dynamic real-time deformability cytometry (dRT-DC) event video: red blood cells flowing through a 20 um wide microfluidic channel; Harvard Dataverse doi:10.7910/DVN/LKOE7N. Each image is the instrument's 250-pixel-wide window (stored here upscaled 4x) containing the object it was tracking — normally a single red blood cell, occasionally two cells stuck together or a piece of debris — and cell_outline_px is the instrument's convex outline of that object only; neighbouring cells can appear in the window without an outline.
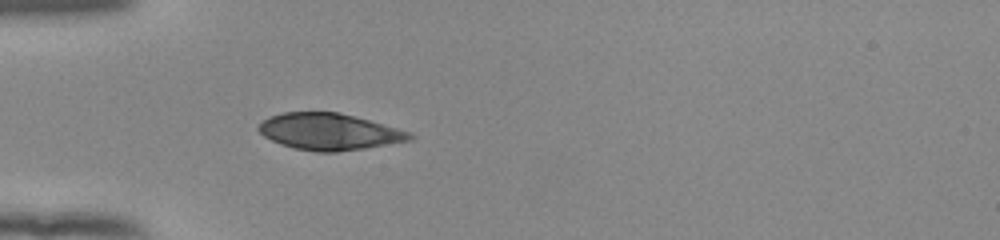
{"species": "human", "species_latin": "Homo sapiens", "temperature_condition": "room temperature", "stored_images_in_passage": 37, "camera_frame_rate_fps": 3000, "um_per_image_px": 0.085, "donor": {"sex": "female"}, "frame": {"image": 1, "passage_image": 1, "time_ms": 0.0, "image_size_px": [1000, 240], "cell_outline_px": [[416, 136], [412, 140], [364, 148], [336, 152], [316, 152], [292, 148], [280, 144], [264, 136], [256, 128], [264, 120], [272, 116], [284, 112], [340, 112], [412, 132]], "centroid_in_image_um": [28.0, 11.2], "position_along_channel_um": 57.0, "area_um2": 32.19}}
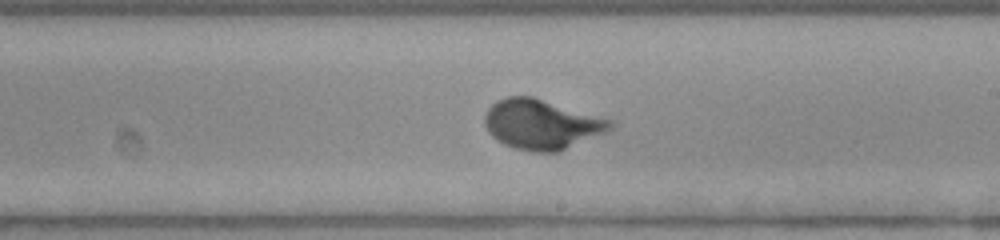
{"frame": {"image": 2, "passage_image": 16, "time_ms": 5.0, "image_size_px": [1000, 240], "cell_outline_px": [[616, 124], [608, 132], [560, 152], [532, 152], [516, 148], [504, 144], [496, 140], [488, 132], [484, 124], [484, 116], [488, 108], [496, 100], [508, 96], [532, 96], [612, 120]], "centroid_in_image_um": [46.05, 10.58], "position_along_channel_um": 243.0, "area_um2": 36.82}}
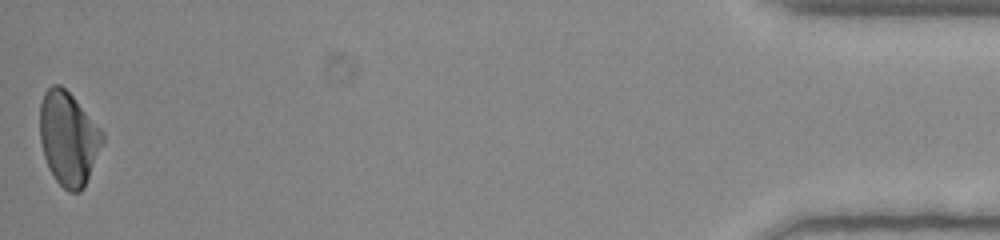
{"frame": {"image": 3, "passage_image": 37, "time_ms": 12.0, "image_size_px": [1000, 240], "cell_outline_px": [[104, 140], [84, 188], [80, 192], [68, 192], [56, 180], [48, 168], [44, 156], [40, 140], [40, 104], [44, 92], [52, 84], [60, 84], [72, 96], [104, 132]], "centroid_in_image_um": [5.81, 11.77], "position_along_channel_um": 429.4, "area_um2": 34.04}, "authors_computed_cell_mechanics": {"area_um2": 35.0846, "velocity_mm_per_s": 3.8922, "shape_relaxation_time_tau1_ms": 2.9563, "shape_relaxation_time_tau2_ms": null, "deformation_change_tau1": 0.1589, "deformation_change_tau2": null}}